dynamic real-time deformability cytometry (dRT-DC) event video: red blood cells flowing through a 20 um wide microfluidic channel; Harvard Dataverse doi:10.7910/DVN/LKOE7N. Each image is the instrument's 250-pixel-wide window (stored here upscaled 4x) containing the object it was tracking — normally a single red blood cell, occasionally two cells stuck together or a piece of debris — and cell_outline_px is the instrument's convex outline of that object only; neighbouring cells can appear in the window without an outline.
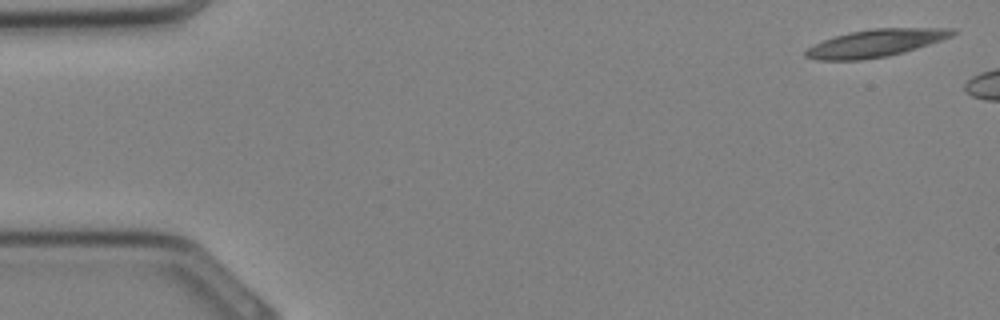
{"species": "Egyptian fruit bat (a non-hibernating species)", "species_latin": "Rousettus aegyptiacus", "temperature_condition": "cold", "stored_images_in_passage": 7, "camera_frame_rate_fps": 3000, "um_per_image_px": 0.085, "animal": {"sex": "female"}, "frame": {"image": 1, "passage_image": 1, "time_ms": 0.0, "image_size_px": [1000, 320], "cell_outline_px": [[956, 32], [952, 36], [904, 52], [888, 56], [860, 60], [816, 60], [804, 56], [804, 52], [812, 44], [848, 32], [872, 28], [956, 28]], "centroid_in_image_um": [74.4, 3.66], "position_along_channel_um": 10.6, "area_um2": 23.47}}